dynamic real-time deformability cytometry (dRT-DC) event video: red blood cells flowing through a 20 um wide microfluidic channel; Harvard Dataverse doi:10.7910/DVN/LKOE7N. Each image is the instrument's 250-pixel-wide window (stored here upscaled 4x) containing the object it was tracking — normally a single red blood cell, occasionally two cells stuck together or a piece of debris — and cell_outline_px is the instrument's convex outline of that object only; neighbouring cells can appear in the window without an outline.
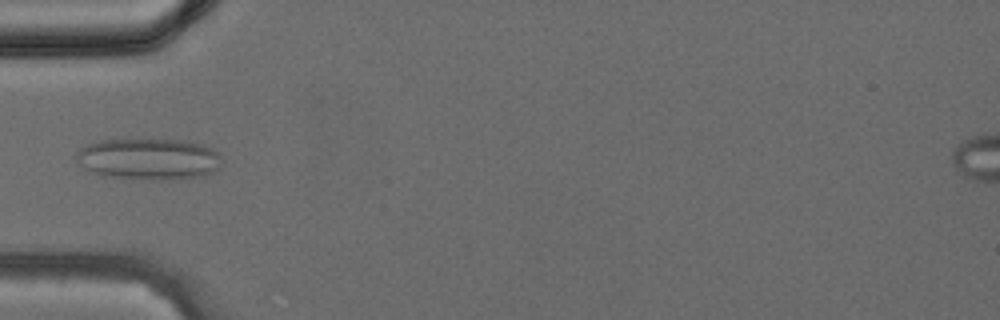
{"species": "common noctule bat (a hibernating species)", "species_latin": "Nyctalus noctula", "temperature_condition": "cold", "stored_images_in_passage": 39, "camera_frame_rate_fps": 3000, "um_per_image_px": 0.085, "animal": {"sex": "female", "body_mass_g": 24.6, "forearm_length_mm": 56.2}, "frame": {"image": 1, "passage_image": 12, "time_ms": 3.667, "image_size_px": [1000, 320], "cell_outline_px": [[220, 168], [216, 172], [204, 176], [160, 180], [100, 176], [84, 168], [72, 156], [80, 148], [88, 144], [100, 140], [188, 140], [204, 144], [212, 148], [220, 156]], "centroid_in_image_um": [12.64, 13.52], "position_along_channel_um": 72.4, "area_um2": 35.49}}
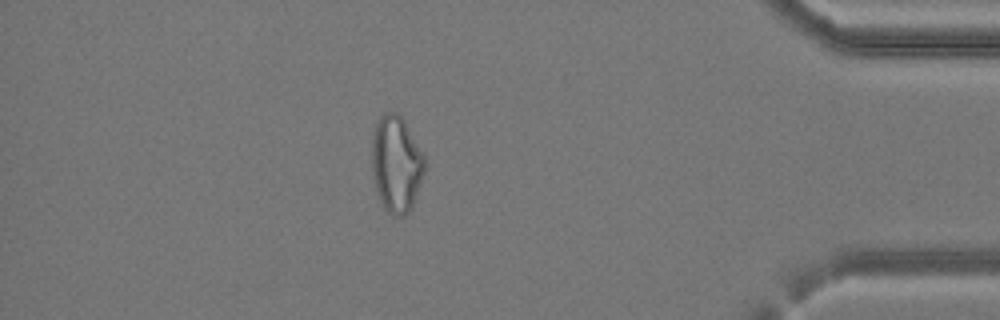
{"frame": {"image": 2, "passage_image": 34, "time_ms": 11.0, "image_size_px": [1000, 320], "cell_outline_px": [[424, 172], [412, 208], [404, 216], [392, 216], [384, 208], [380, 200], [376, 188], [372, 172], [372, 136], [376, 124], [380, 116], [384, 112], [396, 112], [404, 120], [424, 152]], "centroid_in_image_um": [33.69, 13.93], "position_along_channel_um": 401.5, "area_um2": 29.82}}